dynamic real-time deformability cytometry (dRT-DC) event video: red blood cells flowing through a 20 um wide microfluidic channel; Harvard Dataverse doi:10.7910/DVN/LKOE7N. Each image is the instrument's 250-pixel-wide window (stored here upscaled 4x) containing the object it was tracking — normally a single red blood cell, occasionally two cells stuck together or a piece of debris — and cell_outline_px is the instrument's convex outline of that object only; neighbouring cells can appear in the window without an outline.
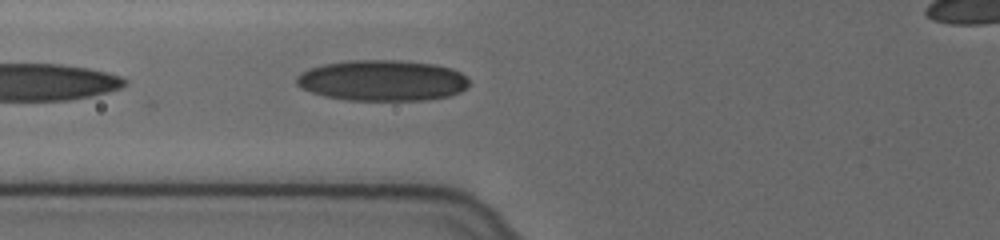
{"species": "human", "species_latin": "Homo sapiens", "temperature_condition": "cold", "stored_images_in_passage": 13, "camera_frame_rate_fps": 3000, "um_per_image_px": 0.085, "donor": {"sex": "female"}, "frame": {"image": 1, "passage_image": 3, "time_ms": 0.667, "image_size_px": [1000, 240], "cell_outline_px": [[468, 88], [460, 92], [448, 96], [428, 100], [348, 100], [324, 96], [300, 88], [296, 84], [296, 80], [304, 72], [312, 68], [324, 64], [352, 60], [400, 60], [436, 64], [452, 68], [460, 72], [468, 80]], "centroid_in_image_um": [32.55, 6.84], "position_along_channel_um": 93.3, "area_um2": 41.04}}
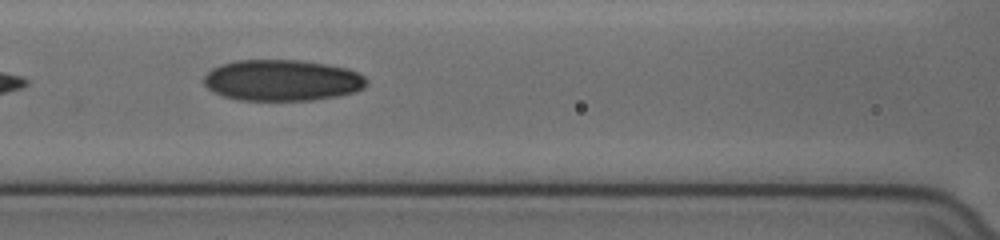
{"frame": {"image": 2, "passage_image": 6, "time_ms": 1.667, "image_size_px": [1000, 240], "cell_outline_px": [[368, 84], [364, 88], [356, 92], [336, 96], [312, 100], [240, 100], [224, 96], [212, 92], [204, 84], [204, 76], [212, 68], [220, 64], [236, 60], [300, 60], [328, 64], [348, 68], [364, 76], [368, 80]], "centroid_in_image_um": [23.99, 6.82], "position_along_channel_um": 142.6, "area_um2": 39.3}}
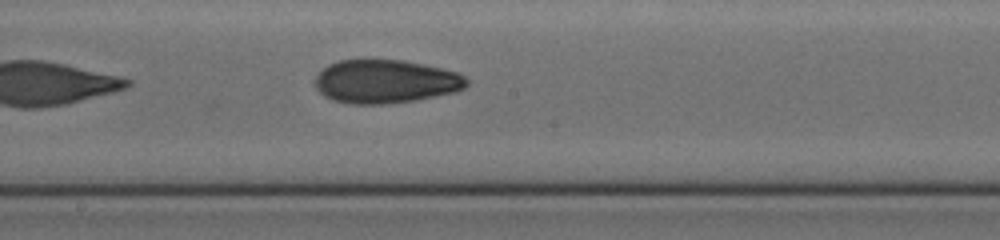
{"frame": {"image": 3, "passage_image": 10, "time_ms": 3.0, "image_size_px": [1000, 240], "cell_outline_px": [[468, 84], [464, 88], [456, 92], [416, 100], [384, 104], [352, 104], [332, 100], [324, 96], [316, 88], [316, 76], [328, 64], [340, 60], [400, 60], [440, 68], [456, 72], [464, 76], [468, 80]], "centroid_in_image_um": [32.77, 6.94], "position_along_channel_um": 215.4, "area_um2": 38.21}}